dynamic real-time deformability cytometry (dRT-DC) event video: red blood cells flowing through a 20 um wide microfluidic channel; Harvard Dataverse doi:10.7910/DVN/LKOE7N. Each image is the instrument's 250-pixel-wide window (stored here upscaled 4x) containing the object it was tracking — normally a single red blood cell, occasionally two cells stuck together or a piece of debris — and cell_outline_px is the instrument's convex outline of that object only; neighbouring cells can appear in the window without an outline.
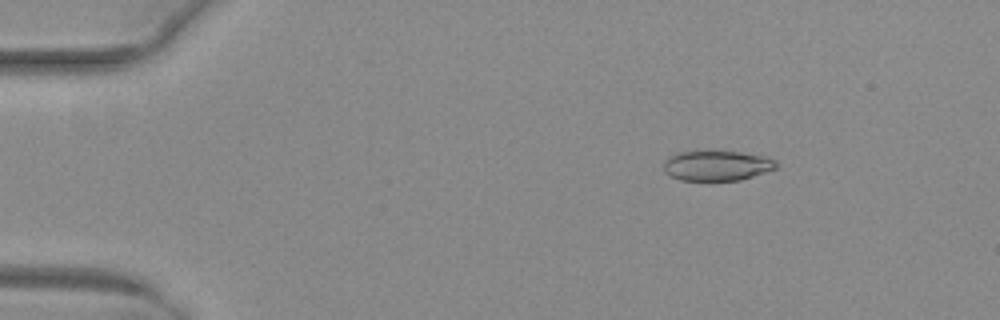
{"species": "common noctule bat (a hibernating species)", "species_latin": "Nyctalus noctula", "temperature_condition": "warm", "stored_images_in_passage": 53, "camera_frame_rate_fps": 3000, "um_per_image_px": 0.085, "animal": {"sex": "female", "body_mass_g": 29.2, "forearm_length_mm": 56.3}, "frame": {"image": 1, "passage_image": 9, "time_ms": 2.667, "image_size_px": [1000, 320], "cell_outline_px": [[780, 164], [776, 168], [740, 180], [680, 180], [664, 172], [664, 160], [668, 156], [676, 152], [740, 152], [764, 156], [776, 160]], "centroid_in_image_um": [60.93, 14.08], "position_along_channel_um": 24.1, "area_um2": 19.59}}
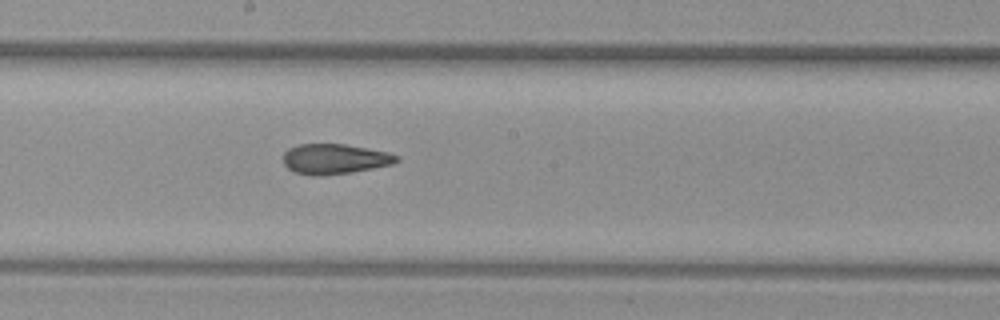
{"frame": {"image": 2, "passage_image": 30, "time_ms": 9.667, "image_size_px": [1000, 320], "cell_outline_px": [[400, 160], [392, 164], [352, 172], [320, 176], [312, 176], [296, 172], [288, 168], [284, 164], [284, 152], [288, 148], [300, 144], [344, 144], [368, 148], [388, 152], [400, 156]], "centroid_in_image_um": [28.46, 13.51], "position_along_channel_um": 219.7, "area_um2": 19.94}}
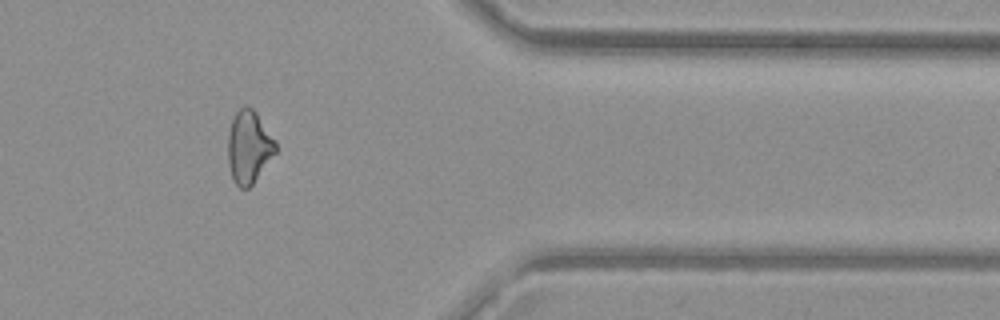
{"frame": {"image": 3, "passage_image": 44, "time_ms": 14.333, "image_size_px": [1000, 320], "cell_outline_px": [[276, 152], [252, 184], [248, 188], [240, 188], [232, 180], [228, 164], [228, 132], [232, 120], [236, 112], [244, 104], [248, 104], [256, 112], [276, 140]], "centroid_in_image_um": [21.14, 12.47], "position_along_channel_um": 390.3, "area_um2": 20.29}, "authors_computed_cell_mechanics": {"area_um2": 20.6346, "velocity_mm_per_s": 4.0504, "shape_relaxation_time_tau1_ms": null, "shape_relaxation_time_tau2_ms": 2.385, "deformation_change_tau1": null, "deformation_change_tau2": 0.0878}}